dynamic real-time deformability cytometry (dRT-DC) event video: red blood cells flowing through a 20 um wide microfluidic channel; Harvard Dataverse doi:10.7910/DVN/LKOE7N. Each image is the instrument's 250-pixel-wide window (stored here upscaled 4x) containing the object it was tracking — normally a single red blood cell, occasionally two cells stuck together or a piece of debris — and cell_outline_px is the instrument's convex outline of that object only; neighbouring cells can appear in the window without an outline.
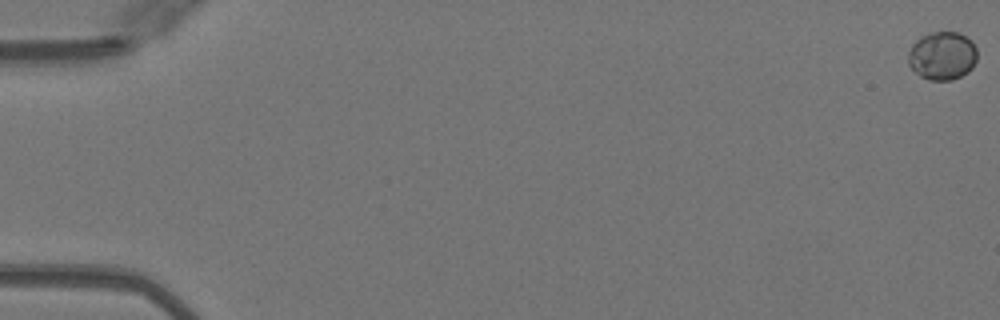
{"species": "Egyptian fruit bat (a non-hibernating species)", "species_latin": "Rousettus aegyptiacus", "temperature_condition": "warm", "stored_images_in_passage": 7, "camera_frame_rate_fps": 3000, "um_per_image_px": 0.085, "animal": {"sex": "female"}, "frame": {"image": 1, "passage_image": 1, "time_ms": 0.0, "image_size_px": [1000, 320], "cell_outline_px": [[976, 60], [972, 68], [968, 72], [952, 80], [928, 80], [920, 76], [908, 64], [908, 52], [912, 44], [920, 36], [928, 32], [956, 32], [972, 40], [976, 48]], "centroid_in_image_um": [80.08, 4.73], "position_along_channel_um": 4.9, "area_um2": 19.54}}